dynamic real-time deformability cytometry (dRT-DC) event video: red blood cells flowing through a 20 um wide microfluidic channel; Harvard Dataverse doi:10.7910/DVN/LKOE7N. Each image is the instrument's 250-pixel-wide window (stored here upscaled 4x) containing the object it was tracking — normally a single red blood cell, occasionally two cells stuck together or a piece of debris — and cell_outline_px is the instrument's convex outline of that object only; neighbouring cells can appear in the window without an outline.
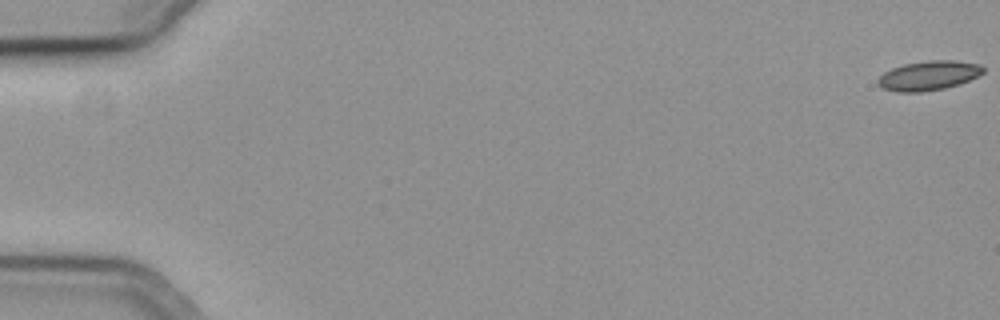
{"species": "common noctule bat (a hibernating species)", "species_latin": "Nyctalus noctula", "temperature_condition": "cold", "stored_images_in_passage": 58, "camera_frame_rate_fps": 3000, "um_per_image_px": 0.085, "animal": {"sex": "female", "body_mass_g": 19.3, "forearm_length_mm": 54.1}, "frame": {"image": 1, "passage_image": 1, "time_ms": 0.0, "image_size_px": [1000, 320], "cell_outline_px": [[984, 72], [960, 84], [944, 88], [920, 92], [896, 92], [884, 88], [876, 80], [884, 72], [892, 68], [904, 64], [928, 60], [956, 60], [980, 64], [984, 68]], "centroid_in_image_um": [78.94, 6.41], "position_along_channel_um": 6.1, "area_um2": 17.98}}
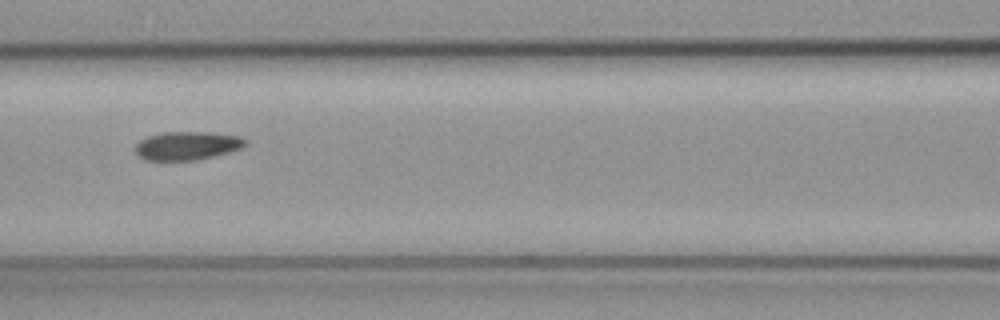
{"frame": {"image": 2, "passage_image": 27, "time_ms": 8.667, "image_size_px": [1000, 320], "cell_outline_px": [[248, 144], [240, 148], [228, 152], [196, 160], [144, 160], [136, 152], [136, 144], [140, 140], [148, 136], [160, 132], [212, 132], [240, 136], [248, 140]], "centroid_in_image_um": [15.93, 12.37], "position_along_channel_um": 150.7, "area_um2": 18.26}}
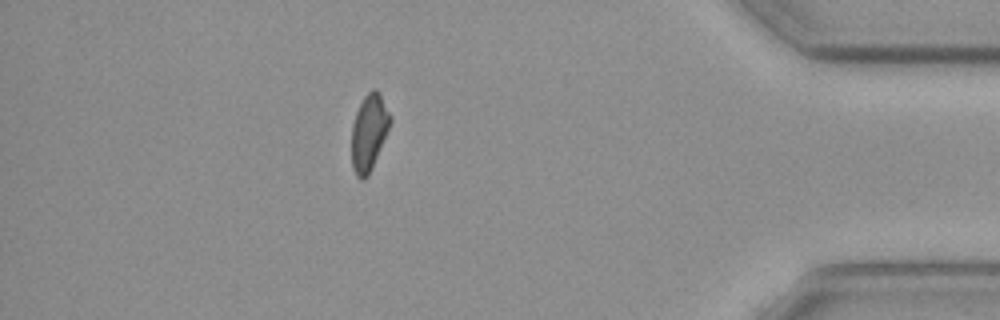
{"frame": {"image": 3, "passage_image": 51, "time_ms": 16.667, "image_size_px": [1000, 320], "cell_outline_px": [[392, 120], [372, 168], [368, 176], [364, 180], [360, 180], [356, 176], [352, 168], [352, 124], [356, 112], [364, 96], [372, 88], [376, 88], [380, 92], [392, 116]], "centroid_in_image_um": [31.37, 11.23], "position_along_channel_um": 403.8, "area_um2": 17.34}, "authors_computed_cell_mechanics": {"area_um2": 17.9758, "velocity_mm_per_s": 3.7092, "shape_relaxation_time_tau1_ms": null, "shape_relaxation_time_tau2_ms": 3.5484, "deformation_change_tau1": null, "deformation_change_tau2": 0.1022}}